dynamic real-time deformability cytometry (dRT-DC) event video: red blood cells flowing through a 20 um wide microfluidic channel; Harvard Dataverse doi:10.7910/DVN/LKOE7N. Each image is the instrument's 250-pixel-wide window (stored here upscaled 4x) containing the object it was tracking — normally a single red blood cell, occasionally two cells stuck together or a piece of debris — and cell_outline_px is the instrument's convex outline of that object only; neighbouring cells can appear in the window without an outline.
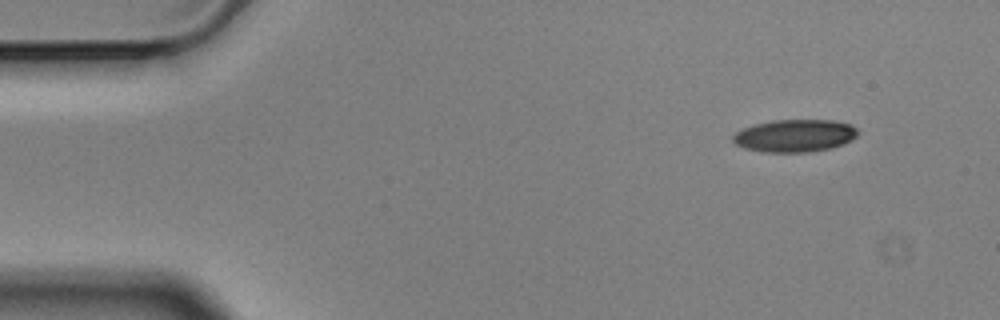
{"species": "Egyptian fruit bat (a non-hibernating species)", "species_latin": "Rousettus aegyptiacus", "temperature_condition": "cold", "stored_images_in_passage": 4, "camera_frame_rate_fps": 3000, "um_per_image_px": 0.085, "animal": {"sex": "male"}, "frame": {"image": 1, "passage_image": 1, "time_ms": 0.0, "image_size_px": [1000, 320], "cell_outline_px": [[860, 132], [852, 140], [844, 144], [832, 148], [808, 152], [764, 152], [744, 148], [736, 144], [732, 140], [732, 136], [736, 132], [744, 128], [756, 124], [772, 120], [832, 120], [852, 124]], "centroid_in_image_um": [67.59, 11.53], "position_along_channel_um": 17.4, "area_um2": 23.81}}
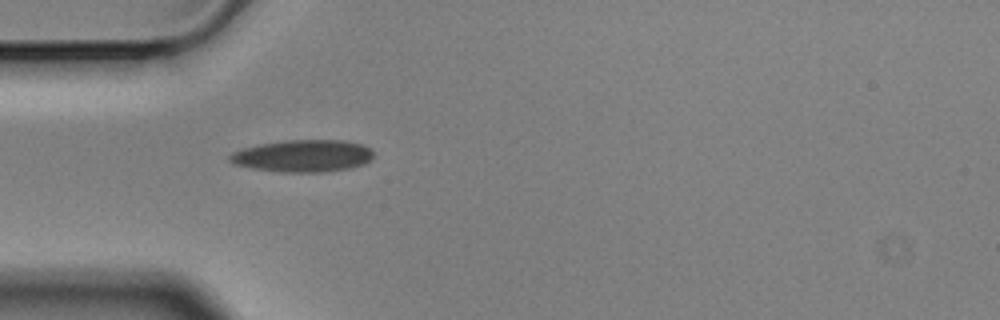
{"frame": {"image": 2, "passage_image": 4, "time_ms": 1.0, "image_size_px": [1000, 320], "cell_outline_px": [[372, 156], [364, 164], [352, 168], [324, 172], [280, 172], [252, 168], [232, 164], [228, 160], [228, 156], [232, 152], [240, 148], [260, 144], [288, 140], [344, 140], [360, 144], [368, 148], [372, 152]], "centroid_in_image_um": [25.69, 13.25], "position_along_channel_um": 59.3, "area_um2": 26.99}}